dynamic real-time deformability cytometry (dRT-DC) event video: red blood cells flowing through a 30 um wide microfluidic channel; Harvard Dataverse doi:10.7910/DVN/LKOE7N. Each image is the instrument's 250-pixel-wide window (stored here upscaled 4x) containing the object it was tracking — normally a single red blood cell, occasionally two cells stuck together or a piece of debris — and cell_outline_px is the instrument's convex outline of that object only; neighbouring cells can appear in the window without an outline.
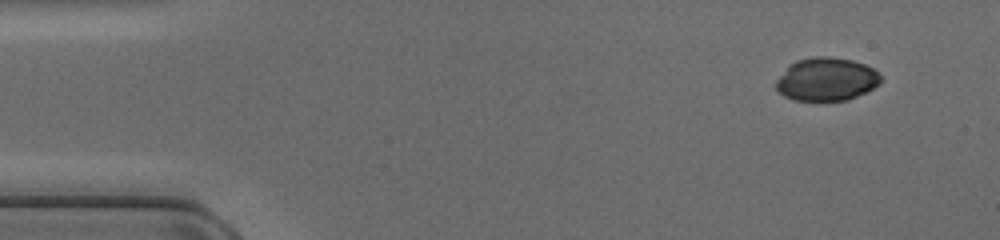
{"species": "common noctule bat (a hibernating species)", "species_latin": "Nyctalus noctula", "temperature_condition": "cold", "stored_images_in_passage": 44, "camera_frame_rate_fps": 3000, "um_per_image_px": 0.085, "animal": {"sex": "female", "body_mass_g": 17.0, "forearm_length_mm": 48.0}, "frame": {"image": 1, "passage_image": 1, "time_ms": 0.0, "image_size_px": [1000, 240], "cell_outline_px": [[884, 80], [880, 84], [848, 100], [792, 100], [784, 96], [776, 88], [776, 80], [788, 64], [796, 60], [812, 56], [828, 56], [852, 60], [864, 64], [880, 72]], "centroid_in_image_um": [70.25, 6.72], "position_along_channel_um": 14.7, "area_um2": 26.59}}
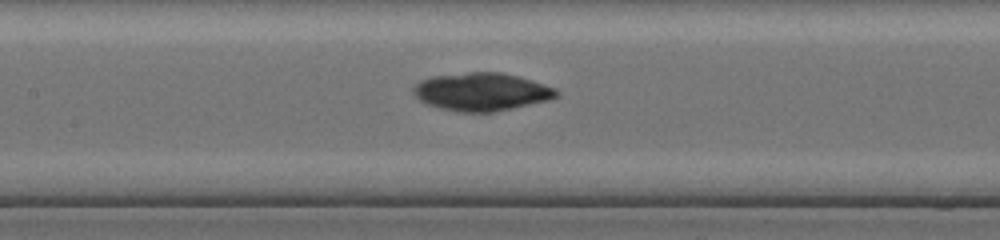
{"frame": {"image": 2, "passage_image": 19, "time_ms": 6.0, "image_size_px": [1000, 240], "cell_outline_px": [[560, 96], [552, 100], [492, 112], [460, 112], [440, 108], [424, 104], [412, 92], [412, 88], [420, 80], [432, 76], [472, 72], [500, 72], [532, 80], [556, 88], [560, 92]], "centroid_in_image_um": [40.95, 7.81], "position_along_channel_um": 166.4, "area_um2": 31.85}}
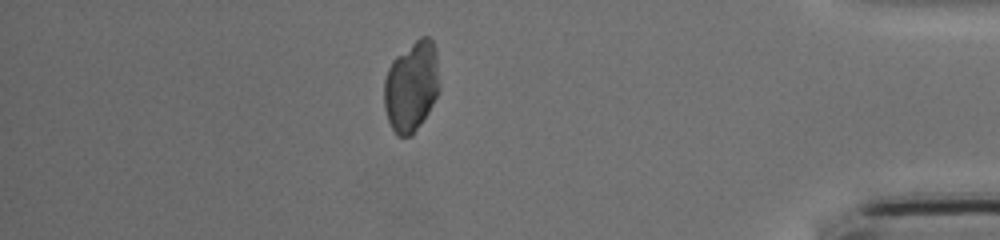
{"frame": {"image": 3, "passage_image": 38, "time_ms": 12.333, "image_size_px": [1000, 240], "cell_outline_px": [[440, 88], [428, 112], [412, 136], [396, 136], [388, 120], [384, 108], [384, 80], [388, 68], [392, 60], [396, 56], [420, 36], [428, 36], [432, 40], [436, 48], [440, 84]], "centroid_in_image_um": [34.97, 7.32], "position_along_channel_um": 400.2, "area_um2": 29.42}}